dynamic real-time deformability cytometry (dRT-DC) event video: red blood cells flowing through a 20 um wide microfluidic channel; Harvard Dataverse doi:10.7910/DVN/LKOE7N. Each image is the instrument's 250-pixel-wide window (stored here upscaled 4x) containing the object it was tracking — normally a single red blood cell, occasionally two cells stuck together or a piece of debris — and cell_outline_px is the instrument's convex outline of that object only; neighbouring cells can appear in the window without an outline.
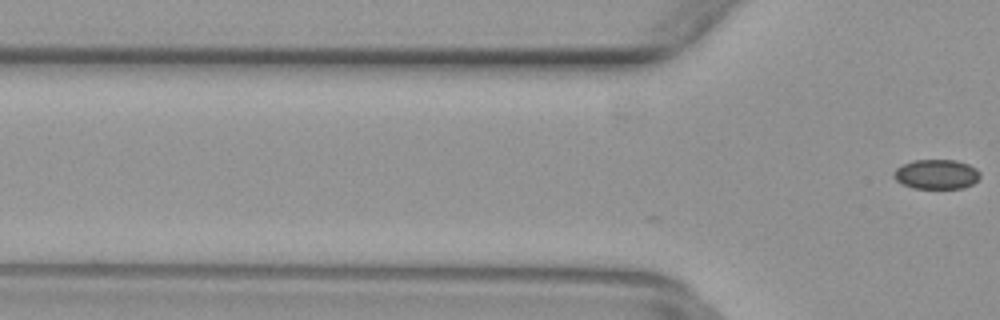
{"species": "common noctule bat (a hibernating species)", "species_latin": "Nyctalus noctula", "temperature_condition": "warm", "stored_images_in_passage": 2, "camera_frame_rate_fps": 3000, "um_per_image_px": 0.085, "animal": {"sex": "female", "body_mass_g": 29.2, "forearm_length_mm": 56.3}, "frame": {"image": 1, "passage_image": 2, "time_ms": 0.333, "image_size_px": [1000, 320], "cell_outline_px": [[980, 176], [972, 184], [964, 188], [912, 188], [900, 184], [892, 176], [892, 172], [896, 168], [912, 160], [956, 160], [968, 164], [976, 168], [980, 172]], "centroid_in_image_um": [79.56, 14.81], "position_along_channel_um": 46.2, "area_um2": 15.03}}